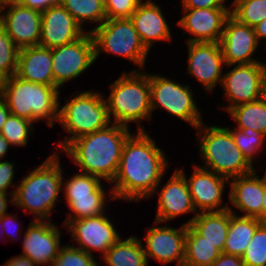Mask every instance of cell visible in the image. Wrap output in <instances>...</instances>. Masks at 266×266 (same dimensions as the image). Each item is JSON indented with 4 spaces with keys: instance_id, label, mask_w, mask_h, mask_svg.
I'll list each match as a JSON object with an SVG mask.
<instances>
[{
    "instance_id": "1",
    "label": "cell",
    "mask_w": 266,
    "mask_h": 266,
    "mask_svg": "<svg viewBox=\"0 0 266 266\" xmlns=\"http://www.w3.org/2000/svg\"><path fill=\"white\" fill-rule=\"evenodd\" d=\"M163 151L139 125L136 136L130 135L123 146L120 164L112 183L111 197L117 200H142L154 195L167 170Z\"/></svg>"
},
{
    "instance_id": "2",
    "label": "cell",
    "mask_w": 266,
    "mask_h": 266,
    "mask_svg": "<svg viewBox=\"0 0 266 266\" xmlns=\"http://www.w3.org/2000/svg\"><path fill=\"white\" fill-rule=\"evenodd\" d=\"M71 141L64 149L82 173L112 183L119 168L123 146L131 135L129 127L111 124ZM110 126V127H109Z\"/></svg>"
},
{
    "instance_id": "3",
    "label": "cell",
    "mask_w": 266,
    "mask_h": 266,
    "mask_svg": "<svg viewBox=\"0 0 266 266\" xmlns=\"http://www.w3.org/2000/svg\"><path fill=\"white\" fill-rule=\"evenodd\" d=\"M59 161L58 154L54 153L23 177L21 184L11 192L10 202L35 214V220L47 221L62 190L63 173Z\"/></svg>"
},
{
    "instance_id": "4",
    "label": "cell",
    "mask_w": 266,
    "mask_h": 266,
    "mask_svg": "<svg viewBox=\"0 0 266 266\" xmlns=\"http://www.w3.org/2000/svg\"><path fill=\"white\" fill-rule=\"evenodd\" d=\"M59 89L25 81L16 75L3 79L0 95L11 114L32 122L47 119L49 127L59 117Z\"/></svg>"
},
{
    "instance_id": "5",
    "label": "cell",
    "mask_w": 266,
    "mask_h": 266,
    "mask_svg": "<svg viewBox=\"0 0 266 266\" xmlns=\"http://www.w3.org/2000/svg\"><path fill=\"white\" fill-rule=\"evenodd\" d=\"M111 93L106 99L108 116L113 123L128 127L129 122L150 119V75L133 70L124 73L110 84ZM149 117V118H148Z\"/></svg>"
},
{
    "instance_id": "6",
    "label": "cell",
    "mask_w": 266,
    "mask_h": 266,
    "mask_svg": "<svg viewBox=\"0 0 266 266\" xmlns=\"http://www.w3.org/2000/svg\"><path fill=\"white\" fill-rule=\"evenodd\" d=\"M201 127L202 123L196 129L201 133L198 138L200 153L206 164L202 168L227 179L246 175L255 170L253 164L236 146L229 128L207 127V125Z\"/></svg>"
},
{
    "instance_id": "7",
    "label": "cell",
    "mask_w": 266,
    "mask_h": 266,
    "mask_svg": "<svg viewBox=\"0 0 266 266\" xmlns=\"http://www.w3.org/2000/svg\"><path fill=\"white\" fill-rule=\"evenodd\" d=\"M58 122L69 135H73L58 143L62 150L76 138L104 129L112 123L106 99L94 91L81 92L70 101L66 100V104L59 109Z\"/></svg>"
},
{
    "instance_id": "8",
    "label": "cell",
    "mask_w": 266,
    "mask_h": 266,
    "mask_svg": "<svg viewBox=\"0 0 266 266\" xmlns=\"http://www.w3.org/2000/svg\"><path fill=\"white\" fill-rule=\"evenodd\" d=\"M89 32L94 41L95 59L103 50L123 56L144 68L149 50L141 42L130 18L106 19Z\"/></svg>"
},
{
    "instance_id": "9",
    "label": "cell",
    "mask_w": 266,
    "mask_h": 266,
    "mask_svg": "<svg viewBox=\"0 0 266 266\" xmlns=\"http://www.w3.org/2000/svg\"><path fill=\"white\" fill-rule=\"evenodd\" d=\"M151 110L157 107L167 110L170 114L198 127L201 113L194 102L192 90L188 85L175 83L166 77L150 75Z\"/></svg>"
},
{
    "instance_id": "10",
    "label": "cell",
    "mask_w": 266,
    "mask_h": 266,
    "mask_svg": "<svg viewBox=\"0 0 266 266\" xmlns=\"http://www.w3.org/2000/svg\"><path fill=\"white\" fill-rule=\"evenodd\" d=\"M100 181L98 177L81 172L65 182L66 203L75 214L73 216L69 213L66 220H77L104 214L106 193Z\"/></svg>"
},
{
    "instance_id": "11",
    "label": "cell",
    "mask_w": 266,
    "mask_h": 266,
    "mask_svg": "<svg viewBox=\"0 0 266 266\" xmlns=\"http://www.w3.org/2000/svg\"><path fill=\"white\" fill-rule=\"evenodd\" d=\"M51 50L54 86L58 89L66 81L80 76L96 60L94 41L89 31L80 39Z\"/></svg>"
},
{
    "instance_id": "12",
    "label": "cell",
    "mask_w": 266,
    "mask_h": 266,
    "mask_svg": "<svg viewBox=\"0 0 266 266\" xmlns=\"http://www.w3.org/2000/svg\"><path fill=\"white\" fill-rule=\"evenodd\" d=\"M265 64L256 62L236 65L234 69L223 74L222 86L231 108L258 100L262 97Z\"/></svg>"
},
{
    "instance_id": "13",
    "label": "cell",
    "mask_w": 266,
    "mask_h": 266,
    "mask_svg": "<svg viewBox=\"0 0 266 266\" xmlns=\"http://www.w3.org/2000/svg\"><path fill=\"white\" fill-rule=\"evenodd\" d=\"M104 214L95 217H88L77 220H65L74 241H77L81 249L92 255L91 250H99L104 255L120 236L116 232L114 225Z\"/></svg>"
},
{
    "instance_id": "14",
    "label": "cell",
    "mask_w": 266,
    "mask_h": 266,
    "mask_svg": "<svg viewBox=\"0 0 266 266\" xmlns=\"http://www.w3.org/2000/svg\"><path fill=\"white\" fill-rule=\"evenodd\" d=\"M219 43L227 66L260 62L251 57L259 43L254 28L239 22L231 14L224 23Z\"/></svg>"
},
{
    "instance_id": "15",
    "label": "cell",
    "mask_w": 266,
    "mask_h": 266,
    "mask_svg": "<svg viewBox=\"0 0 266 266\" xmlns=\"http://www.w3.org/2000/svg\"><path fill=\"white\" fill-rule=\"evenodd\" d=\"M188 73L212 91L222 82V66L225 64L219 42L188 43Z\"/></svg>"
},
{
    "instance_id": "16",
    "label": "cell",
    "mask_w": 266,
    "mask_h": 266,
    "mask_svg": "<svg viewBox=\"0 0 266 266\" xmlns=\"http://www.w3.org/2000/svg\"><path fill=\"white\" fill-rule=\"evenodd\" d=\"M146 248L144 253L164 265L177 260L176 266H183L185 256V241L187 226L184 224L179 229L169 226L150 227L146 230Z\"/></svg>"
},
{
    "instance_id": "17",
    "label": "cell",
    "mask_w": 266,
    "mask_h": 266,
    "mask_svg": "<svg viewBox=\"0 0 266 266\" xmlns=\"http://www.w3.org/2000/svg\"><path fill=\"white\" fill-rule=\"evenodd\" d=\"M70 13L61 5H54L41 13L39 46L56 48L80 39L85 33Z\"/></svg>"
},
{
    "instance_id": "18",
    "label": "cell",
    "mask_w": 266,
    "mask_h": 266,
    "mask_svg": "<svg viewBox=\"0 0 266 266\" xmlns=\"http://www.w3.org/2000/svg\"><path fill=\"white\" fill-rule=\"evenodd\" d=\"M56 225L47 221L34 220L23 238V254L38 266L53 264L60 248V230Z\"/></svg>"
},
{
    "instance_id": "19",
    "label": "cell",
    "mask_w": 266,
    "mask_h": 266,
    "mask_svg": "<svg viewBox=\"0 0 266 266\" xmlns=\"http://www.w3.org/2000/svg\"><path fill=\"white\" fill-rule=\"evenodd\" d=\"M6 14L0 12V25L19 48L39 46L41 38V12L20 4L8 6Z\"/></svg>"
},
{
    "instance_id": "20",
    "label": "cell",
    "mask_w": 266,
    "mask_h": 266,
    "mask_svg": "<svg viewBox=\"0 0 266 266\" xmlns=\"http://www.w3.org/2000/svg\"><path fill=\"white\" fill-rule=\"evenodd\" d=\"M184 15L178 22L186 31L192 33L188 43L220 42L224 23L230 15L228 8H184Z\"/></svg>"
},
{
    "instance_id": "21",
    "label": "cell",
    "mask_w": 266,
    "mask_h": 266,
    "mask_svg": "<svg viewBox=\"0 0 266 266\" xmlns=\"http://www.w3.org/2000/svg\"><path fill=\"white\" fill-rule=\"evenodd\" d=\"M193 168V174L187 184L195 209L198 207L201 212L229 209V206L221 207L222 193L229 179L200 166L195 165Z\"/></svg>"
},
{
    "instance_id": "22",
    "label": "cell",
    "mask_w": 266,
    "mask_h": 266,
    "mask_svg": "<svg viewBox=\"0 0 266 266\" xmlns=\"http://www.w3.org/2000/svg\"><path fill=\"white\" fill-rule=\"evenodd\" d=\"M197 212L189 192L187 177L183 170L176 169L159 192L157 215L154 224L169 221L176 216Z\"/></svg>"
},
{
    "instance_id": "23",
    "label": "cell",
    "mask_w": 266,
    "mask_h": 266,
    "mask_svg": "<svg viewBox=\"0 0 266 266\" xmlns=\"http://www.w3.org/2000/svg\"><path fill=\"white\" fill-rule=\"evenodd\" d=\"M230 202L246 214L242 216L255 217L262 222V200L266 188L264 178L258 177L255 170L249 174L232 178Z\"/></svg>"
},
{
    "instance_id": "24",
    "label": "cell",
    "mask_w": 266,
    "mask_h": 266,
    "mask_svg": "<svg viewBox=\"0 0 266 266\" xmlns=\"http://www.w3.org/2000/svg\"><path fill=\"white\" fill-rule=\"evenodd\" d=\"M15 75L25 81L54 86L52 50L41 46L19 49Z\"/></svg>"
},
{
    "instance_id": "25",
    "label": "cell",
    "mask_w": 266,
    "mask_h": 266,
    "mask_svg": "<svg viewBox=\"0 0 266 266\" xmlns=\"http://www.w3.org/2000/svg\"><path fill=\"white\" fill-rule=\"evenodd\" d=\"M130 20L148 50L157 40H171L170 27L160 7L150 0L141 2Z\"/></svg>"
},
{
    "instance_id": "26",
    "label": "cell",
    "mask_w": 266,
    "mask_h": 266,
    "mask_svg": "<svg viewBox=\"0 0 266 266\" xmlns=\"http://www.w3.org/2000/svg\"><path fill=\"white\" fill-rule=\"evenodd\" d=\"M185 225H191L206 241L213 244L222 253L228 235L229 209L199 212Z\"/></svg>"
},
{
    "instance_id": "27",
    "label": "cell",
    "mask_w": 266,
    "mask_h": 266,
    "mask_svg": "<svg viewBox=\"0 0 266 266\" xmlns=\"http://www.w3.org/2000/svg\"><path fill=\"white\" fill-rule=\"evenodd\" d=\"M261 224L258 218L237 216L229 208V228L223 253L242 257Z\"/></svg>"
},
{
    "instance_id": "28",
    "label": "cell",
    "mask_w": 266,
    "mask_h": 266,
    "mask_svg": "<svg viewBox=\"0 0 266 266\" xmlns=\"http://www.w3.org/2000/svg\"><path fill=\"white\" fill-rule=\"evenodd\" d=\"M109 266H148L142 242L135 236L121 238L102 255Z\"/></svg>"
},
{
    "instance_id": "29",
    "label": "cell",
    "mask_w": 266,
    "mask_h": 266,
    "mask_svg": "<svg viewBox=\"0 0 266 266\" xmlns=\"http://www.w3.org/2000/svg\"><path fill=\"white\" fill-rule=\"evenodd\" d=\"M221 252L191 225L187 226L183 266H210Z\"/></svg>"
},
{
    "instance_id": "30",
    "label": "cell",
    "mask_w": 266,
    "mask_h": 266,
    "mask_svg": "<svg viewBox=\"0 0 266 266\" xmlns=\"http://www.w3.org/2000/svg\"><path fill=\"white\" fill-rule=\"evenodd\" d=\"M228 113L237 122L238 128H250L266 136V100L263 97L237 105Z\"/></svg>"
},
{
    "instance_id": "31",
    "label": "cell",
    "mask_w": 266,
    "mask_h": 266,
    "mask_svg": "<svg viewBox=\"0 0 266 266\" xmlns=\"http://www.w3.org/2000/svg\"><path fill=\"white\" fill-rule=\"evenodd\" d=\"M60 4L81 27L84 21L97 22L98 27L107 19L102 0H61Z\"/></svg>"
},
{
    "instance_id": "32",
    "label": "cell",
    "mask_w": 266,
    "mask_h": 266,
    "mask_svg": "<svg viewBox=\"0 0 266 266\" xmlns=\"http://www.w3.org/2000/svg\"><path fill=\"white\" fill-rule=\"evenodd\" d=\"M230 14L239 22L254 27L266 18V0H234Z\"/></svg>"
},
{
    "instance_id": "33",
    "label": "cell",
    "mask_w": 266,
    "mask_h": 266,
    "mask_svg": "<svg viewBox=\"0 0 266 266\" xmlns=\"http://www.w3.org/2000/svg\"><path fill=\"white\" fill-rule=\"evenodd\" d=\"M19 48L0 25V78L12 77L17 72Z\"/></svg>"
},
{
    "instance_id": "34",
    "label": "cell",
    "mask_w": 266,
    "mask_h": 266,
    "mask_svg": "<svg viewBox=\"0 0 266 266\" xmlns=\"http://www.w3.org/2000/svg\"><path fill=\"white\" fill-rule=\"evenodd\" d=\"M236 146L240 149L247 160L253 164V155L262 148L265 135L250 128H236L230 130Z\"/></svg>"
},
{
    "instance_id": "35",
    "label": "cell",
    "mask_w": 266,
    "mask_h": 266,
    "mask_svg": "<svg viewBox=\"0 0 266 266\" xmlns=\"http://www.w3.org/2000/svg\"><path fill=\"white\" fill-rule=\"evenodd\" d=\"M32 121L10 114L0 130L11 146H25L28 142Z\"/></svg>"
},
{
    "instance_id": "36",
    "label": "cell",
    "mask_w": 266,
    "mask_h": 266,
    "mask_svg": "<svg viewBox=\"0 0 266 266\" xmlns=\"http://www.w3.org/2000/svg\"><path fill=\"white\" fill-rule=\"evenodd\" d=\"M242 261L244 266H266V223L257 228Z\"/></svg>"
},
{
    "instance_id": "37",
    "label": "cell",
    "mask_w": 266,
    "mask_h": 266,
    "mask_svg": "<svg viewBox=\"0 0 266 266\" xmlns=\"http://www.w3.org/2000/svg\"><path fill=\"white\" fill-rule=\"evenodd\" d=\"M93 255L70 245L61 246V250L52 266H99Z\"/></svg>"
},
{
    "instance_id": "38",
    "label": "cell",
    "mask_w": 266,
    "mask_h": 266,
    "mask_svg": "<svg viewBox=\"0 0 266 266\" xmlns=\"http://www.w3.org/2000/svg\"><path fill=\"white\" fill-rule=\"evenodd\" d=\"M140 3L141 0H106L107 19L130 18Z\"/></svg>"
},
{
    "instance_id": "39",
    "label": "cell",
    "mask_w": 266,
    "mask_h": 266,
    "mask_svg": "<svg viewBox=\"0 0 266 266\" xmlns=\"http://www.w3.org/2000/svg\"><path fill=\"white\" fill-rule=\"evenodd\" d=\"M14 163L0 161V192L6 193L14 178Z\"/></svg>"
},
{
    "instance_id": "40",
    "label": "cell",
    "mask_w": 266,
    "mask_h": 266,
    "mask_svg": "<svg viewBox=\"0 0 266 266\" xmlns=\"http://www.w3.org/2000/svg\"><path fill=\"white\" fill-rule=\"evenodd\" d=\"M226 0H182L184 8H227L223 3Z\"/></svg>"
},
{
    "instance_id": "41",
    "label": "cell",
    "mask_w": 266,
    "mask_h": 266,
    "mask_svg": "<svg viewBox=\"0 0 266 266\" xmlns=\"http://www.w3.org/2000/svg\"><path fill=\"white\" fill-rule=\"evenodd\" d=\"M61 0H20L19 4L43 12L51 6L60 4Z\"/></svg>"
},
{
    "instance_id": "42",
    "label": "cell",
    "mask_w": 266,
    "mask_h": 266,
    "mask_svg": "<svg viewBox=\"0 0 266 266\" xmlns=\"http://www.w3.org/2000/svg\"><path fill=\"white\" fill-rule=\"evenodd\" d=\"M210 266H244L242 257L221 253Z\"/></svg>"
},
{
    "instance_id": "43",
    "label": "cell",
    "mask_w": 266,
    "mask_h": 266,
    "mask_svg": "<svg viewBox=\"0 0 266 266\" xmlns=\"http://www.w3.org/2000/svg\"><path fill=\"white\" fill-rule=\"evenodd\" d=\"M3 266H37V264L27 256L20 255L9 259Z\"/></svg>"
},
{
    "instance_id": "44",
    "label": "cell",
    "mask_w": 266,
    "mask_h": 266,
    "mask_svg": "<svg viewBox=\"0 0 266 266\" xmlns=\"http://www.w3.org/2000/svg\"><path fill=\"white\" fill-rule=\"evenodd\" d=\"M11 114L9 111L6 101L0 95V130L4 126L5 122L7 121L8 116Z\"/></svg>"
},
{
    "instance_id": "45",
    "label": "cell",
    "mask_w": 266,
    "mask_h": 266,
    "mask_svg": "<svg viewBox=\"0 0 266 266\" xmlns=\"http://www.w3.org/2000/svg\"><path fill=\"white\" fill-rule=\"evenodd\" d=\"M14 217H15V215L12 216V215H9V214H5L4 216H2L1 217V223L3 224L2 228L6 229L7 231H8V227L10 228V226H11V228H12L11 224L14 223V222H17L16 221V217L15 218ZM14 224H16V223H14ZM14 224H13V227L15 226ZM17 226H20V225L18 224ZM17 229L19 230L18 227H17ZM15 234H16V232H15Z\"/></svg>"
},
{
    "instance_id": "46",
    "label": "cell",
    "mask_w": 266,
    "mask_h": 266,
    "mask_svg": "<svg viewBox=\"0 0 266 266\" xmlns=\"http://www.w3.org/2000/svg\"><path fill=\"white\" fill-rule=\"evenodd\" d=\"M253 28L258 41L260 38H266V18Z\"/></svg>"
},
{
    "instance_id": "47",
    "label": "cell",
    "mask_w": 266,
    "mask_h": 266,
    "mask_svg": "<svg viewBox=\"0 0 266 266\" xmlns=\"http://www.w3.org/2000/svg\"><path fill=\"white\" fill-rule=\"evenodd\" d=\"M7 193L0 192V218L7 214L6 210L8 208Z\"/></svg>"
},
{
    "instance_id": "48",
    "label": "cell",
    "mask_w": 266,
    "mask_h": 266,
    "mask_svg": "<svg viewBox=\"0 0 266 266\" xmlns=\"http://www.w3.org/2000/svg\"><path fill=\"white\" fill-rule=\"evenodd\" d=\"M9 146H11L10 143L0 133V159H3V157L7 154Z\"/></svg>"
},
{
    "instance_id": "49",
    "label": "cell",
    "mask_w": 266,
    "mask_h": 266,
    "mask_svg": "<svg viewBox=\"0 0 266 266\" xmlns=\"http://www.w3.org/2000/svg\"><path fill=\"white\" fill-rule=\"evenodd\" d=\"M20 0H0V12H2L6 7L11 5L19 4Z\"/></svg>"
},
{
    "instance_id": "50",
    "label": "cell",
    "mask_w": 266,
    "mask_h": 266,
    "mask_svg": "<svg viewBox=\"0 0 266 266\" xmlns=\"http://www.w3.org/2000/svg\"><path fill=\"white\" fill-rule=\"evenodd\" d=\"M262 223H266V188L262 200Z\"/></svg>"
},
{
    "instance_id": "51",
    "label": "cell",
    "mask_w": 266,
    "mask_h": 266,
    "mask_svg": "<svg viewBox=\"0 0 266 266\" xmlns=\"http://www.w3.org/2000/svg\"><path fill=\"white\" fill-rule=\"evenodd\" d=\"M262 97L266 100V63L263 75V87H262Z\"/></svg>"
},
{
    "instance_id": "52",
    "label": "cell",
    "mask_w": 266,
    "mask_h": 266,
    "mask_svg": "<svg viewBox=\"0 0 266 266\" xmlns=\"http://www.w3.org/2000/svg\"><path fill=\"white\" fill-rule=\"evenodd\" d=\"M263 178H264L265 183H266V171H265V174H264Z\"/></svg>"
},
{
    "instance_id": "53",
    "label": "cell",
    "mask_w": 266,
    "mask_h": 266,
    "mask_svg": "<svg viewBox=\"0 0 266 266\" xmlns=\"http://www.w3.org/2000/svg\"><path fill=\"white\" fill-rule=\"evenodd\" d=\"M2 81H3V80L0 78V88H1V85H2Z\"/></svg>"
}]
</instances>
